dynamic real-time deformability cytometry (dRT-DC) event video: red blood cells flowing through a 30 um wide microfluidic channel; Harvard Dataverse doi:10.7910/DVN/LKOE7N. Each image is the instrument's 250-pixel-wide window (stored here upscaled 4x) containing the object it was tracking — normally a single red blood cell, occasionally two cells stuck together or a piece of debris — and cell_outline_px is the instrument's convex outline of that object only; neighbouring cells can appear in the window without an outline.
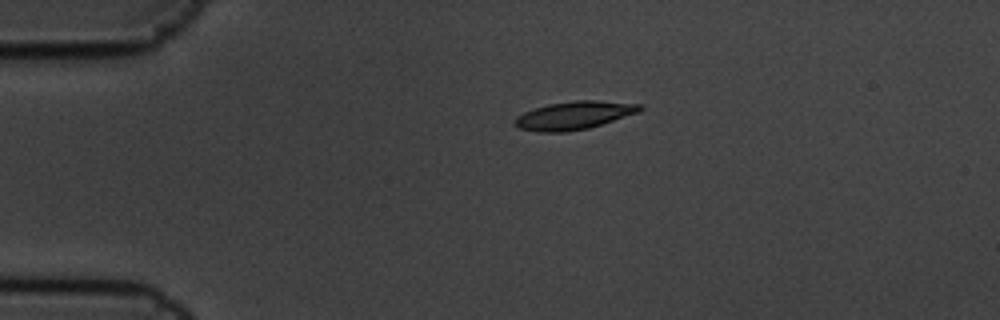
{"species": "common noctule bat (a hibernating species)", "species_latin": "Nyctalus noctula", "temperature_condition": "cold", "stored_images_in_passage": 9, "camera_frame_rate_fps": 3000, "um_per_image_px": 0.085, "animal": {"sex": "male", "body_mass_g": 19.5, "forearm_length_mm": 54.6}, "frame": {"image": 1, "passage_image": 1, "time_ms": 0.0, "image_size_px": [1000, 320], "cell_outline_px": [[644, 108], [640, 112], [588, 128], [564, 132], [536, 132], [520, 128], [516, 124], [516, 116], [524, 112], [548, 104], [576, 100], [596, 100], [644, 104]], "centroid_in_image_um": [48.85, 9.8], "position_along_channel_um": 36.1, "area_um2": 20.4}}
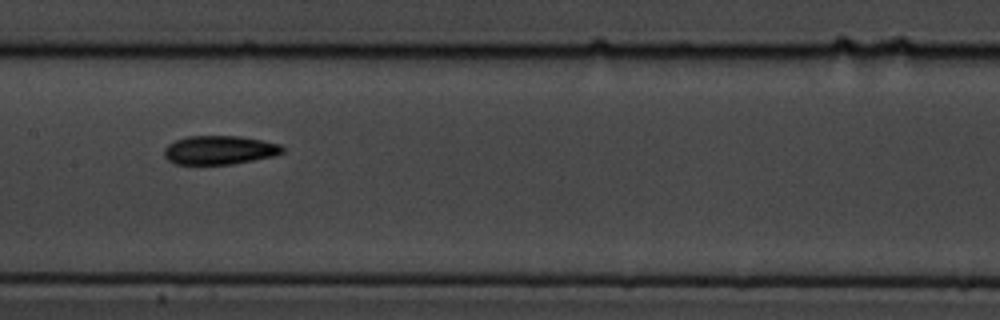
{"frame": {"image": 2, "passage_image": 6, "time_ms": 1.667, "image_size_px": [1000, 320], "cell_outline_px": [[284, 152], [272, 156], [232, 164], [176, 164], [168, 160], [164, 156], [164, 148], [168, 144], [176, 140], [188, 136], [240, 136], [280, 144], [284, 148]], "centroid_in_image_um": [18.63, 12.75], "position_along_channel_um": 188.8, "area_um2": 19.71}}
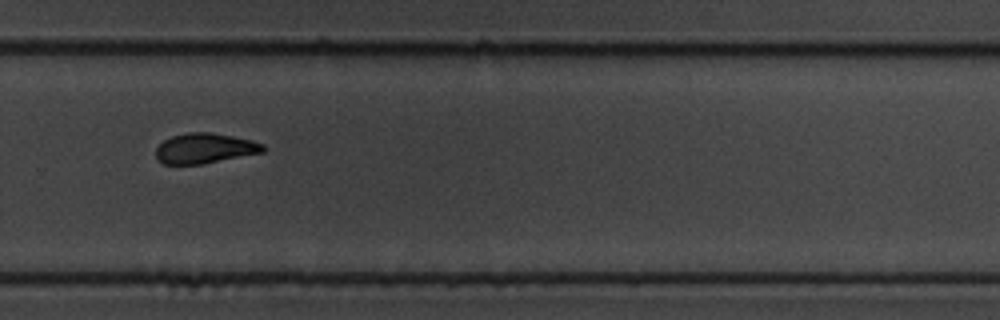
{"frame": {"image": 3, "passage_image": 9, "time_ms": 2.667, "image_size_px": [1000, 320], "cell_outline_px": [[268, 148], [264, 152], [200, 164], [164, 164], [156, 156], [156, 148], [164, 140], [172, 136], [188, 132], [212, 132], [252, 140], [264, 144]], "centroid_in_image_um": [17.44, 12.59], "position_along_channel_um": 312.4, "area_um2": 18.79}}